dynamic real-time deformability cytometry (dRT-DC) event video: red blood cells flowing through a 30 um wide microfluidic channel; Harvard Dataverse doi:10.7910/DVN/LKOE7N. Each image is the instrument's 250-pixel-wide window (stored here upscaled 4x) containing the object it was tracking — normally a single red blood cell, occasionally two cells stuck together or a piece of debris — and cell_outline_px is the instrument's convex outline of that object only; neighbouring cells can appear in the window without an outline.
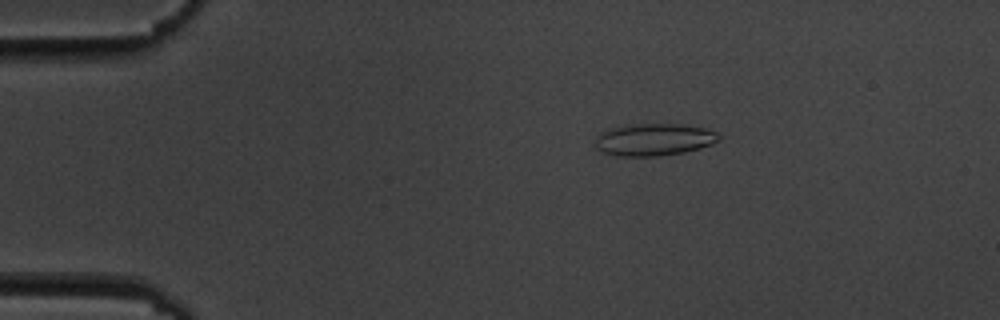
{"species": "common noctule bat (a hibernating species)", "species_latin": "Nyctalus noctula", "temperature_condition": "cold", "stored_images_in_passage": 4, "camera_frame_rate_fps": 3000, "um_per_image_px": 0.085, "animal": {"sex": "male", "body_mass_g": 19.5, "forearm_length_mm": 54.6}, "frame": {"image": 1, "passage_image": 2, "time_ms": 2.0, "image_size_px": [1000, 320], "cell_outline_px": [[720, 140], [712, 144], [700, 148], [684, 152], [660, 156], [616, 156], [604, 152], [596, 148], [596, 136], [600, 132], [612, 128], [632, 124], [684, 124], [704, 128], [716, 132], [720, 136]], "centroid_in_image_um": [55.6, 11.87], "position_along_channel_um": 29.4, "area_um2": 23.24}}